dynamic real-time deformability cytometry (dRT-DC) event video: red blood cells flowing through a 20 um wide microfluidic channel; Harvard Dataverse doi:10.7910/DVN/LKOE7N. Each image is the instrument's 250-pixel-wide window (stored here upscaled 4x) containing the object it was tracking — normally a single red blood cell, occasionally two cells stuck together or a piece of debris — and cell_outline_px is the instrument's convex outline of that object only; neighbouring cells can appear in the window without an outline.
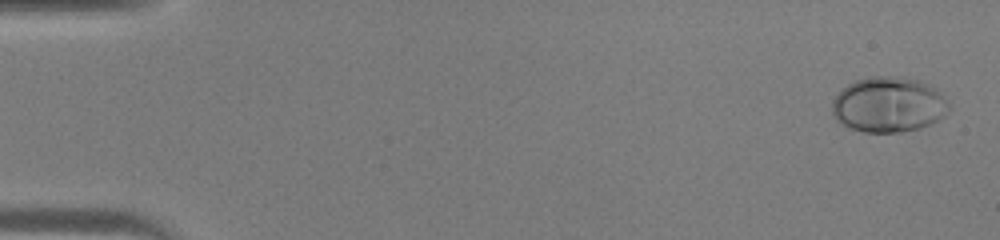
{"species": "human", "species_latin": "Homo sapiens", "temperature_condition": "warm", "stored_images_in_passage": 45, "camera_frame_rate_fps": 3000, "um_per_image_px": 0.085, "donor": {"sex": "male"}, "frame": {"image": 1, "passage_image": 2, "time_ms": 0.333, "image_size_px": [1000, 240], "cell_outline_px": [[952, 108], [940, 120], [920, 128], [900, 132], [864, 132], [848, 128], [840, 124], [836, 120], [832, 112], [832, 100], [848, 84], [856, 80], [872, 76], [892, 76], [916, 80], [928, 84], [936, 88], [940, 92]], "centroid_in_image_um": [75.54, 8.91], "position_along_channel_um": 9.5, "area_um2": 37.86}}
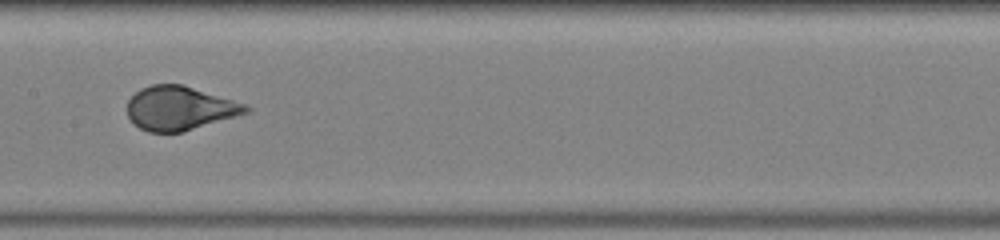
{"frame": {"image": 2, "passage_image": 24, "time_ms": 7.667, "image_size_px": [1000, 240], "cell_outline_px": [[252, 108], [248, 112], [236, 116], [184, 132], [148, 132], [132, 124], [128, 116], [128, 100], [140, 88], [152, 84], [184, 84], [244, 104]], "centroid_in_image_um": [15.24, 9.2], "position_along_channel_um": 192.2, "area_um2": 30.35}}
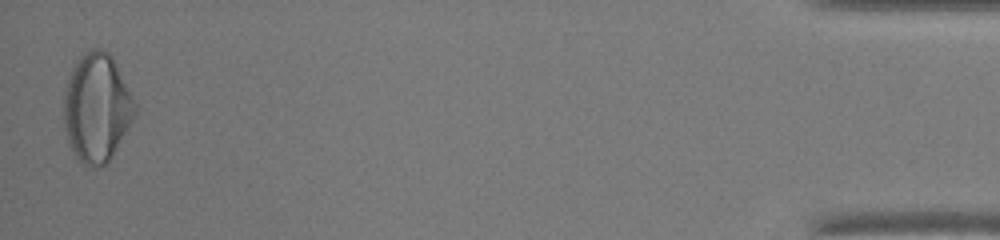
{"frame": {"image": 3, "passage_image": 45, "time_ms": 14.667, "image_size_px": [1000, 240], "cell_outline_px": [[140, 112], [108, 160], [104, 164], [88, 168], [76, 156], [68, 140], [64, 128], [64, 96], [68, 80], [72, 68], [80, 56], [84, 52], [92, 48], [100, 48], [108, 52], [112, 56]], "centroid_in_image_um": [8.25, 9.14], "position_along_channel_um": 426.9, "area_um2": 44.85}}